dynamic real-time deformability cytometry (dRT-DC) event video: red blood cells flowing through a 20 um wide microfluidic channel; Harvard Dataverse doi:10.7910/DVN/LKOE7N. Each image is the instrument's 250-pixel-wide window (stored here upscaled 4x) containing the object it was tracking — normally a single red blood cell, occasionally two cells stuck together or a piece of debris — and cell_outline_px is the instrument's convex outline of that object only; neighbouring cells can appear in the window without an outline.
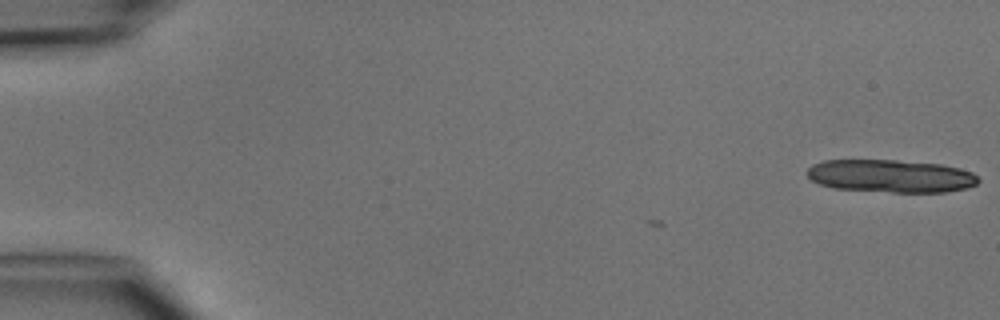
{"species": "common noctule bat (a hibernating species)", "species_latin": "Nyctalus noctula", "temperature_condition": "cold", "stored_images_in_passage": 4, "camera_frame_rate_fps": 3000, "um_per_image_px": 0.085, "animal": {"sex": "male", "body_mass_g": 15.6}, "frame": {"image": 1, "passage_image": 1, "time_ms": 0.0, "image_size_px": [1000, 320], "cell_outline_px": [[980, 180], [976, 184], [968, 188], [944, 192], [892, 192], [832, 188], [820, 184], [812, 180], [804, 172], [812, 164], [824, 160], [896, 160], [940, 164], [960, 168], [972, 172]], "centroid_in_image_um": [75.7, 14.96], "position_along_channel_um": 9.3, "area_um2": 32.89}}